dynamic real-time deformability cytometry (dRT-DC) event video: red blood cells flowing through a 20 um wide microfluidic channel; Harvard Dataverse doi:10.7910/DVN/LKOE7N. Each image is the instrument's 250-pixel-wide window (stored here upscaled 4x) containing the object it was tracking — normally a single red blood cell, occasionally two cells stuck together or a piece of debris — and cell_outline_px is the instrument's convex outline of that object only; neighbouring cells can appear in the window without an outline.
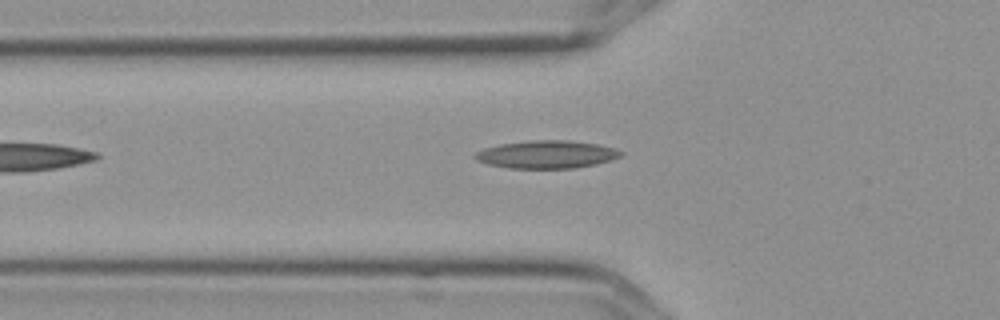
{"species": "Egyptian fruit bat (a non-hibernating species)", "species_latin": "Rousettus aegyptiacus", "temperature_condition": "cold", "stored_images_in_passage": 3, "camera_frame_rate_fps": 3000, "um_per_image_px": 0.085, "frame": {"image": 1, "passage_image": 3, "time_ms": 0.667, "image_size_px": [1000, 320], "cell_outline_px": [[624, 152], [620, 156], [612, 160], [596, 164], [572, 168], [508, 168], [488, 164], [476, 160], [472, 156], [476, 152], [484, 148], [500, 144], [528, 140], [568, 140], [596, 144], [616, 148]], "centroid_in_image_um": [46.45, 13.12], "position_along_channel_um": 79.3, "area_um2": 23.7}}